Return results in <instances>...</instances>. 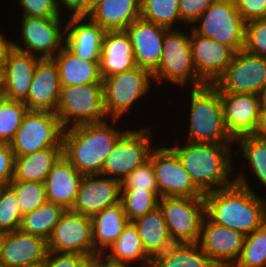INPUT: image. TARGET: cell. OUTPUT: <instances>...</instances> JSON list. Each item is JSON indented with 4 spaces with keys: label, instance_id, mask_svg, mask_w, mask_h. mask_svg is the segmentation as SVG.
Masks as SVG:
<instances>
[{
    "label": "cell",
    "instance_id": "60d3db41",
    "mask_svg": "<svg viewBox=\"0 0 266 267\" xmlns=\"http://www.w3.org/2000/svg\"><path fill=\"white\" fill-rule=\"evenodd\" d=\"M22 213L15 191L8 185L0 188V234L19 230Z\"/></svg>",
    "mask_w": 266,
    "mask_h": 267
},
{
    "label": "cell",
    "instance_id": "2e32d148",
    "mask_svg": "<svg viewBox=\"0 0 266 267\" xmlns=\"http://www.w3.org/2000/svg\"><path fill=\"white\" fill-rule=\"evenodd\" d=\"M234 148V158L237 157L236 160L240 161V164H237L240 168L238 170L234 168L235 184L258 194H266V192H263L266 189V139L256 138L252 135H243L234 140ZM247 174L250 176L251 181ZM252 179L256 181V185L253 184L255 181H252ZM257 182L262 188L264 187L263 190L262 188L260 189L262 193L260 191L256 192L253 189L258 187ZM251 185L254 186L252 187Z\"/></svg>",
    "mask_w": 266,
    "mask_h": 267
},
{
    "label": "cell",
    "instance_id": "7a4b0ae2",
    "mask_svg": "<svg viewBox=\"0 0 266 267\" xmlns=\"http://www.w3.org/2000/svg\"><path fill=\"white\" fill-rule=\"evenodd\" d=\"M168 137L170 142L167 141V145L176 153L194 184L204 194L235 183L234 144L192 143L182 140V136L172 137L171 143Z\"/></svg>",
    "mask_w": 266,
    "mask_h": 267
},
{
    "label": "cell",
    "instance_id": "484cf974",
    "mask_svg": "<svg viewBox=\"0 0 266 267\" xmlns=\"http://www.w3.org/2000/svg\"><path fill=\"white\" fill-rule=\"evenodd\" d=\"M136 66L130 38L125 30L106 31L102 40L99 73L101 79Z\"/></svg>",
    "mask_w": 266,
    "mask_h": 267
},
{
    "label": "cell",
    "instance_id": "4dcf8cb0",
    "mask_svg": "<svg viewBox=\"0 0 266 267\" xmlns=\"http://www.w3.org/2000/svg\"><path fill=\"white\" fill-rule=\"evenodd\" d=\"M63 155V148H46L14 158V181L41 182Z\"/></svg>",
    "mask_w": 266,
    "mask_h": 267
},
{
    "label": "cell",
    "instance_id": "836d02e7",
    "mask_svg": "<svg viewBox=\"0 0 266 267\" xmlns=\"http://www.w3.org/2000/svg\"><path fill=\"white\" fill-rule=\"evenodd\" d=\"M141 239L144 251L150 257L169 235L168 227L159 206L132 221Z\"/></svg>",
    "mask_w": 266,
    "mask_h": 267
},
{
    "label": "cell",
    "instance_id": "4fadbf2b",
    "mask_svg": "<svg viewBox=\"0 0 266 267\" xmlns=\"http://www.w3.org/2000/svg\"><path fill=\"white\" fill-rule=\"evenodd\" d=\"M214 86L219 92L262 96L266 89V59L244 49L236 52Z\"/></svg>",
    "mask_w": 266,
    "mask_h": 267
},
{
    "label": "cell",
    "instance_id": "d6986e66",
    "mask_svg": "<svg viewBox=\"0 0 266 267\" xmlns=\"http://www.w3.org/2000/svg\"><path fill=\"white\" fill-rule=\"evenodd\" d=\"M121 182L100 174L84 175L75 202L70 209L92 217L107 207L120 202Z\"/></svg>",
    "mask_w": 266,
    "mask_h": 267
},
{
    "label": "cell",
    "instance_id": "bcb514c9",
    "mask_svg": "<svg viewBox=\"0 0 266 267\" xmlns=\"http://www.w3.org/2000/svg\"><path fill=\"white\" fill-rule=\"evenodd\" d=\"M185 244L186 243L182 239L169 234L149 257L148 267H156L161 261L171 258L174 254L179 252Z\"/></svg>",
    "mask_w": 266,
    "mask_h": 267
},
{
    "label": "cell",
    "instance_id": "681fc988",
    "mask_svg": "<svg viewBox=\"0 0 266 267\" xmlns=\"http://www.w3.org/2000/svg\"><path fill=\"white\" fill-rule=\"evenodd\" d=\"M84 257L83 254L48 251L44 267H78Z\"/></svg>",
    "mask_w": 266,
    "mask_h": 267
},
{
    "label": "cell",
    "instance_id": "e575fe53",
    "mask_svg": "<svg viewBox=\"0 0 266 267\" xmlns=\"http://www.w3.org/2000/svg\"><path fill=\"white\" fill-rule=\"evenodd\" d=\"M140 18L166 29L185 27L181 23L179 0H141Z\"/></svg>",
    "mask_w": 266,
    "mask_h": 267
},
{
    "label": "cell",
    "instance_id": "4316f807",
    "mask_svg": "<svg viewBox=\"0 0 266 267\" xmlns=\"http://www.w3.org/2000/svg\"><path fill=\"white\" fill-rule=\"evenodd\" d=\"M81 174L62 155L53 165L45 179L47 201L71 209L83 178Z\"/></svg>",
    "mask_w": 266,
    "mask_h": 267
},
{
    "label": "cell",
    "instance_id": "5bb4252c",
    "mask_svg": "<svg viewBox=\"0 0 266 267\" xmlns=\"http://www.w3.org/2000/svg\"><path fill=\"white\" fill-rule=\"evenodd\" d=\"M159 208L169 234L185 243H198L205 217L204 197H160Z\"/></svg>",
    "mask_w": 266,
    "mask_h": 267
},
{
    "label": "cell",
    "instance_id": "ffe728a7",
    "mask_svg": "<svg viewBox=\"0 0 266 267\" xmlns=\"http://www.w3.org/2000/svg\"><path fill=\"white\" fill-rule=\"evenodd\" d=\"M220 99L223 106L224 124L230 136L235 140L243 135H251L255 130L263 105L262 96L220 92Z\"/></svg>",
    "mask_w": 266,
    "mask_h": 267
},
{
    "label": "cell",
    "instance_id": "db71d44e",
    "mask_svg": "<svg viewBox=\"0 0 266 267\" xmlns=\"http://www.w3.org/2000/svg\"><path fill=\"white\" fill-rule=\"evenodd\" d=\"M252 136L260 139H266V106L261 107L255 130Z\"/></svg>",
    "mask_w": 266,
    "mask_h": 267
},
{
    "label": "cell",
    "instance_id": "f546056e",
    "mask_svg": "<svg viewBox=\"0 0 266 267\" xmlns=\"http://www.w3.org/2000/svg\"><path fill=\"white\" fill-rule=\"evenodd\" d=\"M91 220L94 254H104L130 222L121 202L98 212Z\"/></svg>",
    "mask_w": 266,
    "mask_h": 267
},
{
    "label": "cell",
    "instance_id": "44dd1931",
    "mask_svg": "<svg viewBox=\"0 0 266 267\" xmlns=\"http://www.w3.org/2000/svg\"><path fill=\"white\" fill-rule=\"evenodd\" d=\"M48 253L47 241L19 230L0 235V262L7 267L44 262Z\"/></svg>",
    "mask_w": 266,
    "mask_h": 267
},
{
    "label": "cell",
    "instance_id": "f1b7e54d",
    "mask_svg": "<svg viewBox=\"0 0 266 267\" xmlns=\"http://www.w3.org/2000/svg\"><path fill=\"white\" fill-rule=\"evenodd\" d=\"M57 65L61 86L102 83L99 61H88L74 54L66 45L52 58Z\"/></svg>",
    "mask_w": 266,
    "mask_h": 267
},
{
    "label": "cell",
    "instance_id": "603a6c76",
    "mask_svg": "<svg viewBox=\"0 0 266 267\" xmlns=\"http://www.w3.org/2000/svg\"><path fill=\"white\" fill-rule=\"evenodd\" d=\"M41 58L12 47L0 76L5 98L24 101L30 90L37 63Z\"/></svg>",
    "mask_w": 266,
    "mask_h": 267
},
{
    "label": "cell",
    "instance_id": "f35d334b",
    "mask_svg": "<svg viewBox=\"0 0 266 267\" xmlns=\"http://www.w3.org/2000/svg\"><path fill=\"white\" fill-rule=\"evenodd\" d=\"M9 186L15 191L22 215L48 202L44 183L12 180Z\"/></svg>",
    "mask_w": 266,
    "mask_h": 267
},
{
    "label": "cell",
    "instance_id": "8992f818",
    "mask_svg": "<svg viewBox=\"0 0 266 267\" xmlns=\"http://www.w3.org/2000/svg\"><path fill=\"white\" fill-rule=\"evenodd\" d=\"M102 85L103 104L107 117L124 120V123H132L130 120L133 121V119L128 115L132 114L134 117L135 114L132 113L134 107L135 112L139 111L137 110L139 104L143 103L144 106V99L152 96L154 93L152 89L155 90L152 73L138 66L129 71L104 77ZM126 120L130 122H125Z\"/></svg>",
    "mask_w": 266,
    "mask_h": 267
},
{
    "label": "cell",
    "instance_id": "cb8c5ba5",
    "mask_svg": "<svg viewBox=\"0 0 266 267\" xmlns=\"http://www.w3.org/2000/svg\"><path fill=\"white\" fill-rule=\"evenodd\" d=\"M60 90L57 65L52 59H41L36 65L29 94L23 102L28 110L55 112Z\"/></svg>",
    "mask_w": 266,
    "mask_h": 267
},
{
    "label": "cell",
    "instance_id": "8d00e7d4",
    "mask_svg": "<svg viewBox=\"0 0 266 267\" xmlns=\"http://www.w3.org/2000/svg\"><path fill=\"white\" fill-rule=\"evenodd\" d=\"M232 267H266V223L246 235L239 258Z\"/></svg>",
    "mask_w": 266,
    "mask_h": 267
},
{
    "label": "cell",
    "instance_id": "680465c9",
    "mask_svg": "<svg viewBox=\"0 0 266 267\" xmlns=\"http://www.w3.org/2000/svg\"><path fill=\"white\" fill-rule=\"evenodd\" d=\"M18 267H44V262H38V263L23 265V266H18Z\"/></svg>",
    "mask_w": 266,
    "mask_h": 267
},
{
    "label": "cell",
    "instance_id": "74e56055",
    "mask_svg": "<svg viewBox=\"0 0 266 267\" xmlns=\"http://www.w3.org/2000/svg\"><path fill=\"white\" fill-rule=\"evenodd\" d=\"M27 112L28 108L22 101L5 98L0 103V143L12 142Z\"/></svg>",
    "mask_w": 266,
    "mask_h": 267
},
{
    "label": "cell",
    "instance_id": "7c38bea8",
    "mask_svg": "<svg viewBox=\"0 0 266 267\" xmlns=\"http://www.w3.org/2000/svg\"><path fill=\"white\" fill-rule=\"evenodd\" d=\"M163 138L164 135L159 139L163 143H156L148 158L154 167L160 197H204Z\"/></svg>",
    "mask_w": 266,
    "mask_h": 267
},
{
    "label": "cell",
    "instance_id": "c3c4849f",
    "mask_svg": "<svg viewBox=\"0 0 266 267\" xmlns=\"http://www.w3.org/2000/svg\"><path fill=\"white\" fill-rule=\"evenodd\" d=\"M14 158L11 145L0 143V188L8 186L13 180Z\"/></svg>",
    "mask_w": 266,
    "mask_h": 267
},
{
    "label": "cell",
    "instance_id": "7402d4cb",
    "mask_svg": "<svg viewBox=\"0 0 266 267\" xmlns=\"http://www.w3.org/2000/svg\"><path fill=\"white\" fill-rule=\"evenodd\" d=\"M167 30L142 18L134 21L125 30L130 38L136 66L151 73L158 67Z\"/></svg>",
    "mask_w": 266,
    "mask_h": 267
},
{
    "label": "cell",
    "instance_id": "9f6ffc18",
    "mask_svg": "<svg viewBox=\"0 0 266 267\" xmlns=\"http://www.w3.org/2000/svg\"><path fill=\"white\" fill-rule=\"evenodd\" d=\"M107 267H135V266L128 265V264H116V263H112L108 261Z\"/></svg>",
    "mask_w": 266,
    "mask_h": 267
},
{
    "label": "cell",
    "instance_id": "ab89813d",
    "mask_svg": "<svg viewBox=\"0 0 266 267\" xmlns=\"http://www.w3.org/2000/svg\"><path fill=\"white\" fill-rule=\"evenodd\" d=\"M156 267H219L198 245L186 243L171 258L161 261Z\"/></svg>",
    "mask_w": 266,
    "mask_h": 267
},
{
    "label": "cell",
    "instance_id": "83f0119b",
    "mask_svg": "<svg viewBox=\"0 0 266 267\" xmlns=\"http://www.w3.org/2000/svg\"><path fill=\"white\" fill-rule=\"evenodd\" d=\"M141 0H103L88 18L105 31L126 30L140 18Z\"/></svg>",
    "mask_w": 266,
    "mask_h": 267
},
{
    "label": "cell",
    "instance_id": "b9f144b4",
    "mask_svg": "<svg viewBox=\"0 0 266 267\" xmlns=\"http://www.w3.org/2000/svg\"><path fill=\"white\" fill-rule=\"evenodd\" d=\"M121 189H146L159 192L152 162L148 159L128 174L121 181Z\"/></svg>",
    "mask_w": 266,
    "mask_h": 267
},
{
    "label": "cell",
    "instance_id": "ee69618b",
    "mask_svg": "<svg viewBox=\"0 0 266 267\" xmlns=\"http://www.w3.org/2000/svg\"><path fill=\"white\" fill-rule=\"evenodd\" d=\"M14 1V0H13ZM20 6V17H62L58 12L56 0H15Z\"/></svg>",
    "mask_w": 266,
    "mask_h": 267
},
{
    "label": "cell",
    "instance_id": "f6af8a7d",
    "mask_svg": "<svg viewBox=\"0 0 266 267\" xmlns=\"http://www.w3.org/2000/svg\"><path fill=\"white\" fill-rule=\"evenodd\" d=\"M215 0H179V12L183 26H191Z\"/></svg>",
    "mask_w": 266,
    "mask_h": 267
},
{
    "label": "cell",
    "instance_id": "5b68a950",
    "mask_svg": "<svg viewBox=\"0 0 266 267\" xmlns=\"http://www.w3.org/2000/svg\"><path fill=\"white\" fill-rule=\"evenodd\" d=\"M152 76L155 87L157 86L154 92H157L159 88L165 89L168 84L184 91L186 88H197L205 85L197 77L194 69L190 45V26L168 29L165 32L160 62L152 72Z\"/></svg>",
    "mask_w": 266,
    "mask_h": 267
},
{
    "label": "cell",
    "instance_id": "d590c367",
    "mask_svg": "<svg viewBox=\"0 0 266 267\" xmlns=\"http://www.w3.org/2000/svg\"><path fill=\"white\" fill-rule=\"evenodd\" d=\"M159 199V192L146 189H121L120 202L130 222L156 209L159 206Z\"/></svg>",
    "mask_w": 266,
    "mask_h": 267
},
{
    "label": "cell",
    "instance_id": "52a82bcc",
    "mask_svg": "<svg viewBox=\"0 0 266 267\" xmlns=\"http://www.w3.org/2000/svg\"><path fill=\"white\" fill-rule=\"evenodd\" d=\"M146 123L141 121L143 125L140 127V123L136 122L137 128L132 126L133 128L131 127L117 141L113 151L106 157L100 175L121 182L134 169L148 160L151 150L155 147L154 144L158 143L156 142L158 139L156 138V130Z\"/></svg>",
    "mask_w": 266,
    "mask_h": 267
},
{
    "label": "cell",
    "instance_id": "f5cc1de1",
    "mask_svg": "<svg viewBox=\"0 0 266 267\" xmlns=\"http://www.w3.org/2000/svg\"><path fill=\"white\" fill-rule=\"evenodd\" d=\"M108 260L104 254H94L85 256L78 267H107Z\"/></svg>",
    "mask_w": 266,
    "mask_h": 267
},
{
    "label": "cell",
    "instance_id": "7dc6e473",
    "mask_svg": "<svg viewBox=\"0 0 266 267\" xmlns=\"http://www.w3.org/2000/svg\"><path fill=\"white\" fill-rule=\"evenodd\" d=\"M234 2L245 22L266 18V0H234Z\"/></svg>",
    "mask_w": 266,
    "mask_h": 267
},
{
    "label": "cell",
    "instance_id": "ba28073f",
    "mask_svg": "<svg viewBox=\"0 0 266 267\" xmlns=\"http://www.w3.org/2000/svg\"><path fill=\"white\" fill-rule=\"evenodd\" d=\"M54 113L63 129L107 120L102 83L61 86Z\"/></svg>",
    "mask_w": 266,
    "mask_h": 267
},
{
    "label": "cell",
    "instance_id": "816d5d0a",
    "mask_svg": "<svg viewBox=\"0 0 266 267\" xmlns=\"http://www.w3.org/2000/svg\"><path fill=\"white\" fill-rule=\"evenodd\" d=\"M13 47V41L10 37H7V33L3 31L0 32V76L3 72L4 65L6 62V57L9 50Z\"/></svg>",
    "mask_w": 266,
    "mask_h": 267
},
{
    "label": "cell",
    "instance_id": "1f68e13d",
    "mask_svg": "<svg viewBox=\"0 0 266 267\" xmlns=\"http://www.w3.org/2000/svg\"><path fill=\"white\" fill-rule=\"evenodd\" d=\"M104 255L112 263L148 267L149 257L144 251L137 229L132 222L127 224Z\"/></svg>",
    "mask_w": 266,
    "mask_h": 267
},
{
    "label": "cell",
    "instance_id": "277c9868",
    "mask_svg": "<svg viewBox=\"0 0 266 267\" xmlns=\"http://www.w3.org/2000/svg\"><path fill=\"white\" fill-rule=\"evenodd\" d=\"M183 99L184 105L188 106L180 114L188 116L183 127L188 130L185 132L184 141L192 143H214V144H234V139L227 132L224 124L223 106L220 99V92L214 85H203L197 88H186ZM186 95V96H185ZM187 98H189L187 100ZM189 112V113H188ZM188 125V126H187ZM187 126V127H186Z\"/></svg>",
    "mask_w": 266,
    "mask_h": 267
},
{
    "label": "cell",
    "instance_id": "e0dca14e",
    "mask_svg": "<svg viewBox=\"0 0 266 267\" xmlns=\"http://www.w3.org/2000/svg\"><path fill=\"white\" fill-rule=\"evenodd\" d=\"M245 237L241 232L213 223L205 215L198 245L219 267H232L239 258Z\"/></svg>",
    "mask_w": 266,
    "mask_h": 267
},
{
    "label": "cell",
    "instance_id": "d6a6232c",
    "mask_svg": "<svg viewBox=\"0 0 266 267\" xmlns=\"http://www.w3.org/2000/svg\"><path fill=\"white\" fill-rule=\"evenodd\" d=\"M65 211L63 206L47 202L23 215L20 230L47 241Z\"/></svg>",
    "mask_w": 266,
    "mask_h": 267
},
{
    "label": "cell",
    "instance_id": "91938a15",
    "mask_svg": "<svg viewBox=\"0 0 266 267\" xmlns=\"http://www.w3.org/2000/svg\"><path fill=\"white\" fill-rule=\"evenodd\" d=\"M262 103H263V106H266V89L262 95Z\"/></svg>",
    "mask_w": 266,
    "mask_h": 267
},
{
    "label": "cell",
    "instance_id": "11a10c76",
    "mask_svg": "<svg viewBox=\"0 0 266 267\" xmlns=\"http://www.w3.org/2000/svg\"><path fill=\"white\" fill-rule=\"evenodd\" d=\"M103 0H84V17H87Z\"/></svg>",
    "mask_w": 266,
    "mask_h": 267
},
{
    "label": "cell",
    "instance_id": "9c48e42d",
    "mask_svg": "<svg viewBox=\"0 0 266 267\" xmlns=\"http://www.w3.org/2000/svg\"><path fill=\"white\" fill-rule=\"evenodd\" d=\"M245 24L234 0H215L190 28L194 33L212 38L236 53L244 49Z\"/></svg>",
    "mask_w": 266,
    "mask_h": 267
},
{
    "label": "cell",
    "instance_id": "d4e9b609",
    "mask_svg": "<svg viewBox=\"0 0 266 267\" xmlns=\"http://www.w3.org/2000/svg\"><path fill=\"white\" fill-rule=\"evenodd\" d=\"M105 32L88 17L66 18L65 45L85 60L99 61Z\"/></svg>",
    "mask_w": 266,
    "mask_h": 267
},
{
    "label": "cell",
    "instance_id": "9a60e30c",
    "mask_svg": "<svg viewBox=\"0 0 266 267\" xmlns=\"http://www.w3.org/2000/svg\"><path fill=\"white\" fill-rule=\"evenodd\" d=\"M48 251L94 255L92 220L67 209L47 240Z\"/></svg>",
    "mask_w": 266,
    "mask_h": 267
},
{
    "label": "cell",
    "instance_id": "ac0fdd59",
    "mask_svg": "<svg viewBox=\"0 0 266 267\" xmlns=\"http://www.w3.org/2000/svg\"><path fill=\"white\" fill-rule=\"evenodd\" d=\"M192 60L197 77L207 85H214L231 63L235 52L228 46L194 33L190 28Z\"/></svg>",
    "mask_w": 266,
    "mask_h": 267
},
{
    "label": "cell",
    "instance_id": "30bf717a",
    "mask_svg": "<svg viewBox=\"0 0 266 267\" xmlns=\"http://www.w3.org/2000/svg\"><path fill=\"white\" fill-rule=\"evenodd\" d=\"M18 39L13 47L41 59H52L65 45L66 18L19 17ZM19 41V42H17Z\"/></svg>",
    "mask_w": 266,
    "mask_h": 267
},
{
    "label": "cell",
    "instance_id": "6f0895ef",
    "mask_svg": "<svg viewBox=\"0 0 266 267\" xmlns=\"http://www.w3.org/2000/svg\"><path fill=\"white\" fill-rule=\"evenodd\" d=\"M5 99V91L4 87L2 85V82L0 81V103Z\"/></svg>",
    "mask_w": 266,
    "mask_h": 267
},
{
    "label": "cell",
    "instance_id": "7bdbcfd3",
    "mask_svg": "<svg viewBox=\"0 0 266 267\" xmlns=\"http://www.w3.org/2000/svg\"><path fill=\"white\" fill-rule=\"evenodd\" d=\"M244 50L266 59V18L246 22Z\"/></svg>",
    "mask_w": 266,
    "mask_h": 267
},
{
    "label": "cell",
    "instance_id": "94428289",
    "mask_svg": "<svg viewBox=\"0 0 266 267\" xmlns=\"http://www.w3.org/2000/svg\"><path fill=\"white\" fill-rule=\"evenodd\" d=\"M0 267H7V266L0 262Z\"/></svg>",
    "mask_w": 266,
    "mask_h": 267
},
{
    "label": "cell",
    "instance_id": "8fae6325",
    "mask_svg": "<svg viewBox=\"0 0 266 267\" xmlns=\"http://www.w3.org/2000/svg\"><path fill=\"white\" fill-rule=\"evenodd\" d=\"M62 134L63 128L54 112L28 110L10 145L15 157L46 148H63Z\"/></svg>",
    "mask_w": 266,
    "mask_h": 267
},
{
    "label": "cell",
    "instance_id": "3957f363",
    "mask_svg": "<svg viewBox=\"0 0 266 267\" xmlns=\"http://www.w3.org/2000/svg\"><path fill=\"white\" fill-rule=\"evenodd\" d=\"M205 215L215 224L249 235L266 223V195L233 184L204 195Z\"/></svg>",
    "mask_w": 266,
    "mask_h": 267
},
{
    "label": "cell",
    "instance_id": "6da1fadb",
    "mask_svg": "<svg viewBox=\"0 0 266 267\" xmlns=\"http://www.w3.org/2000/svg\"><path fill=\"white\" fill-rule=\"evenodd\" d=\"M122 121L108 118L63 129V156L83 175L101 174L104 161L117 141L133 124L136 126V121L131 125Z\"/></svg>",
    "mask_w": 266,
    "mask_h": 267
},
{
    "label": "cell",
    "instance_id": "f907efd6",
    "mask_svg": "<svg viewBox=\"0 0 266 267\" xmlns=\"http://www.w3.org/2000/svg\"><path fill=\"white\" fill-rule=\"evenodd\" d=\"M56 6L64 18L84 17V0H56Z\"/></svg>",
    "mask_w": 266,
    "mask_h": 267
}]
</instances>
